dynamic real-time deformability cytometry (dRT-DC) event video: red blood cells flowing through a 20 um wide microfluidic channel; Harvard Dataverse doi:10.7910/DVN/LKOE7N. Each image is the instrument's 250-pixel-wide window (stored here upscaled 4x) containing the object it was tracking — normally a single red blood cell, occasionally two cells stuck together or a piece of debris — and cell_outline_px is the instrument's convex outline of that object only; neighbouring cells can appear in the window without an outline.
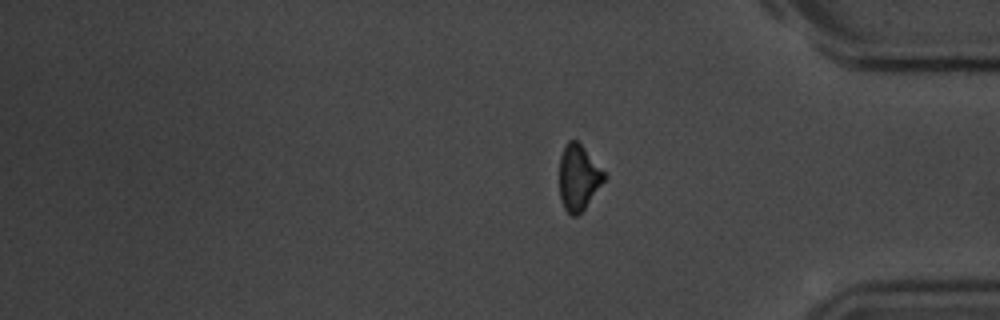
{"species": "common noctule bat (a hibernating species)", "species_latin": "Nyctalus noctula", "temperature_condition": "room temperature", "stored_images_in_passage": 13, "camera_frame_rate_fps": 3000, "um_per_image_px": 0.085, "animal": {"sex": "male", "body_mass_g": 20.1, "forearm_length_mm": 53.5}, "frame": {"image": 1, "passage_image": 13, "time_ms": 14.667, "image_size_px": [1000, 320], "cell_outline_px": [[608, 176], [584, 208], [576, 216], [572, 216], [564, 208], [560, 196], [560, 156], [568, 140], [576, 140], [580, 144]], "centroid_in_image_um": [49.17, 15.09], "position_along_channel_um": 386.0, "area_um2": 16.76}}